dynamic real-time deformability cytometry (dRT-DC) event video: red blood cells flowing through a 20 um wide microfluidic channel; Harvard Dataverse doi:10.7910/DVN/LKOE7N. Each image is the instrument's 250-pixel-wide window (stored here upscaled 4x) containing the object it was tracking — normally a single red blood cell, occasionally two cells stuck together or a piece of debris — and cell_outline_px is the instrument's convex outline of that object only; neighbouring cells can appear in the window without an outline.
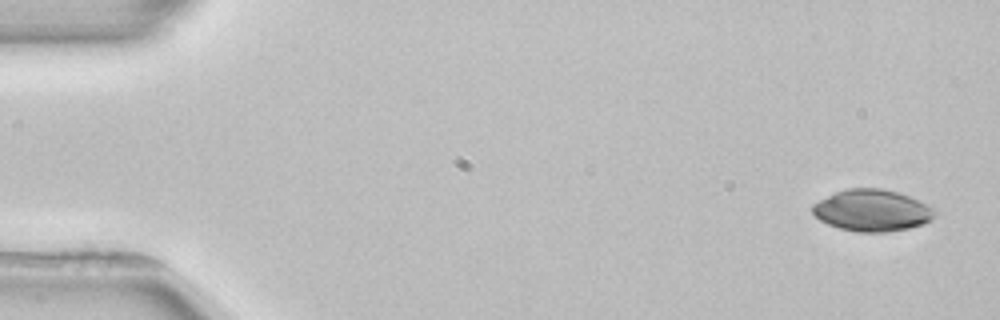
{"species": "common noctule bat (a hibernating species)", "species_latin": "Nyctalus noctula", "temperature_condition": "room temperature", "stored_images_in_passage": 4, "camera_frame_rate_fps": 3000, "um_per_image_px": 0.085, "animal": {"sex": "female", "body_mass_g": 22.7, "forearm_length_mm": 54.2}, "frame": {"image": 1, "passage_image": 1, "time_ms": 0.0, "image_size_px": [1000, 320], "cell_outline_px": [[936, 216], [932, 220], [924, 224], [908, 228], [888, 232], [856, 232], [840, 228], [828, 224], [820, 220], [812, 212], [812, 204], [836, 192], [848, 188], [880, 188], [900, 192], [932, 204], [936, 208]], "centroid_in_image_um": [74.21, 17.88], "position_along_channel_um": 10.8, "area_um2": 30.17}}
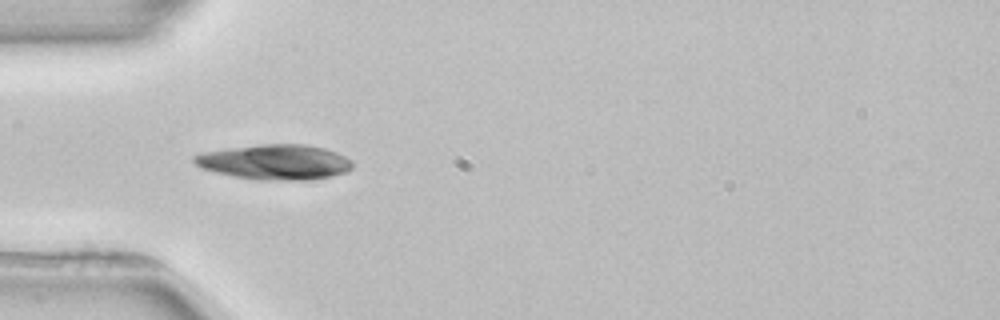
{"frame": {"image": 2, "passage_image": 4, "time_ms": 4.667, "image_size_px": [1000, 320], "cell_outline_px": [[352, 168], [344, 172], [332, 176], [308, 180], [256, 180], [232, 176], [216, 172], [204, 168], [196, 164], [192, 160], [192, 156], [204, 152], [228, 148], [260, 144], [308, 144], [324, 148], [336, 152], [352, 160]], "centroid_in_image_um": [23.38, 13.77], "position_along_channel_um": 61.6, "area_um2": 32.43}}